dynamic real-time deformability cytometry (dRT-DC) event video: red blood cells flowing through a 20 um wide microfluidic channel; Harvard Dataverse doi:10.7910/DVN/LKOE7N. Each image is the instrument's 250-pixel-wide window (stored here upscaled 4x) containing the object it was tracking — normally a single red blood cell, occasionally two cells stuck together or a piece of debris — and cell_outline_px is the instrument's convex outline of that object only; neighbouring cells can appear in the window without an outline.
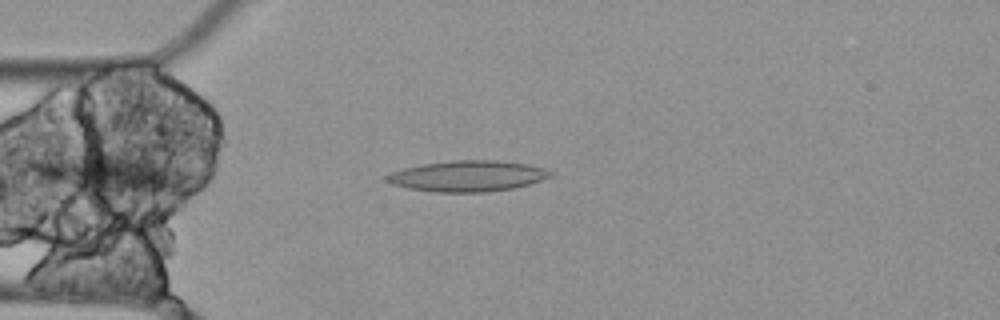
{"species": "Egyptian fruit bat (a non-hibernating species)", "species_latin": "Rousettus aegyptiacus", "temperature_condition": "cold", "stored_images_in_passage": 2, "camera_frame_rate_fps": 3000, "um_per_image_px": 0.085, "animal": {"sex": "female"}, "frame": {"image": 1, "passage_image": 1, "time_ms": 0.0, "image_size_px": [1000, 320], "cell_outline_px": [[556, 172], [552, 176], [528, 184], [512, 188], [488, 192], [436, 192], [408, 188], [392, 184], [384, 180], [384, 176], [392, 172], [404, 168], [424, 164], [452, 160], [496, 160], [528, 164], [544, 168]], "centroid_in_image_um": [39.76, 14.96], "position_along_channel_um": 45.2, "area_um2": 29.48}}